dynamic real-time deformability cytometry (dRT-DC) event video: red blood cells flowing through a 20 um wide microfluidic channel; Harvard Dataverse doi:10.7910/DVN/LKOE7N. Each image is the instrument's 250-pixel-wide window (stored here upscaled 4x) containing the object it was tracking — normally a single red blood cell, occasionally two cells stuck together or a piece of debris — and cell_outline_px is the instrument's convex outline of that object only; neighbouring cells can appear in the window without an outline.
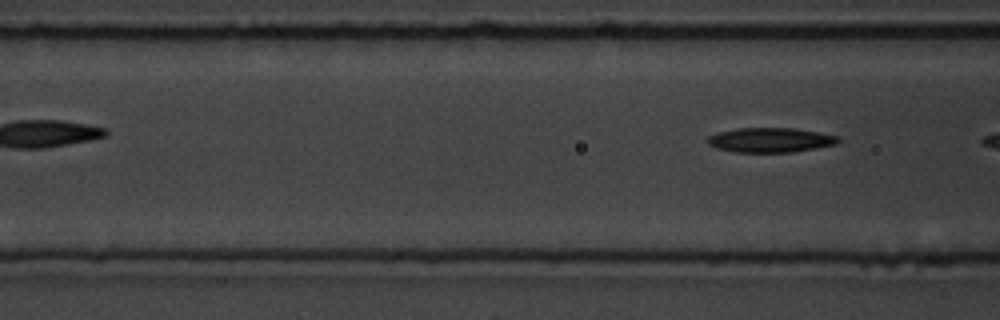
{"species": "common noctule bat (a hibernating species)", "species_latin": "Nyctalus noctula", "temperature_condition": "room temperature", "stored_images_in_passage": 5, "segment_of_instrument_passage": [2, 2], "camera_frame_rate_fps": 3000, "um_per_image_px": 0.085, "animal": {"sex": "male", "body_mass_g": 19.5, "forearm_length_mm": 54.6}, "frame": {"image": 1, "passage_image": 5, "time_ms": 4.667, "image_size_px": [1000, 320], "cell_outline_px": [[840, 140], [836, 144], [792, 152], [736, 152], [716, 148], [708, 144], [704, 140], [708, 136], [720, 132], [740, 128], [792, 128], [840, 136]], "centroid_in_image_um": [65.45, 11.9], "position_along_channel_um": 101.1, "area_um2": 18.61}}